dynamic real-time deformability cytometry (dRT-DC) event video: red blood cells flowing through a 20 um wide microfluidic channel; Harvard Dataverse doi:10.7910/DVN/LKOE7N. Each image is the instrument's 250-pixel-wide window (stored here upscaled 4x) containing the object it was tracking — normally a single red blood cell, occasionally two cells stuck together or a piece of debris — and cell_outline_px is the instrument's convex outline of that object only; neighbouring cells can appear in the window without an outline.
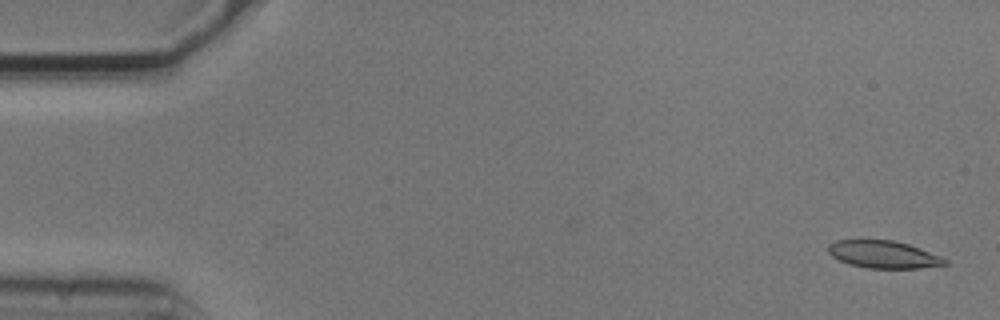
{"species": "common noctule bat (a hibernating species)", "species_latin": "Nyctalus noctula", "temperature_condition": "cold", "stored_images_in_passage": 5, "camera_frame_rate_fps": 3000, "um_per_image_px": 0.085, "animal": {"sex": "male", "body_mass_g": 20.5, "forearm_length_mm": 52.5}, "frame": {"image": 1, "passage_image": 1, "time_ms": 0.0, "image_size_px": [1000, 320], "cell_outline_px": [[948, 264], [920, 268], [868, 268], [848, 264], [832, 256], [828, 252], [828, 244], [836, 240], [892, 240], [908, 244], [920, 248], [940, 256], [948, 260]], "centroid_in_image_um": [75.09, 21.63], "position_along_channel_um": 9.9, "area_um2": 18.61}}
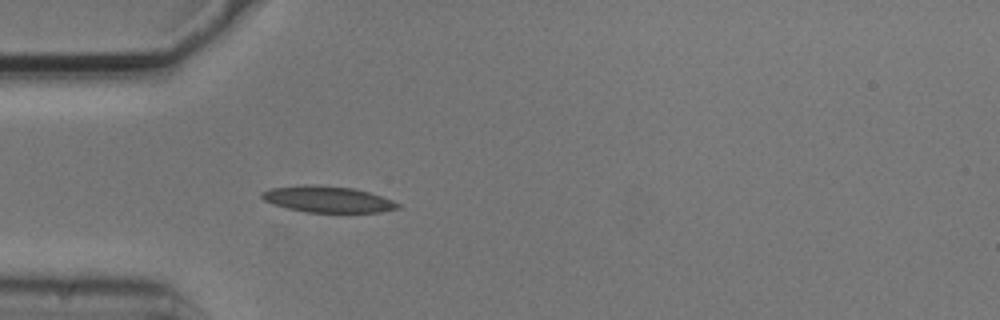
{"frame": {"image": 2, "passage_image": 5, "time_ms": 1.333, "image_size_px": [1000, 320], "cell_outline_px": [[400, 208], [380, 212], [308, 212], [288, 208], [272, 204], [264, 200], [260, 196], [260, 192], [272, 188], [304, 184], [312, 184], [352, 188], [368, 192], [392, 200], [400, 204]], "centroid_in_image_um": [27.82, 16.93], "position_along_channel_um": 57.2, "area_um2": 20.69}}